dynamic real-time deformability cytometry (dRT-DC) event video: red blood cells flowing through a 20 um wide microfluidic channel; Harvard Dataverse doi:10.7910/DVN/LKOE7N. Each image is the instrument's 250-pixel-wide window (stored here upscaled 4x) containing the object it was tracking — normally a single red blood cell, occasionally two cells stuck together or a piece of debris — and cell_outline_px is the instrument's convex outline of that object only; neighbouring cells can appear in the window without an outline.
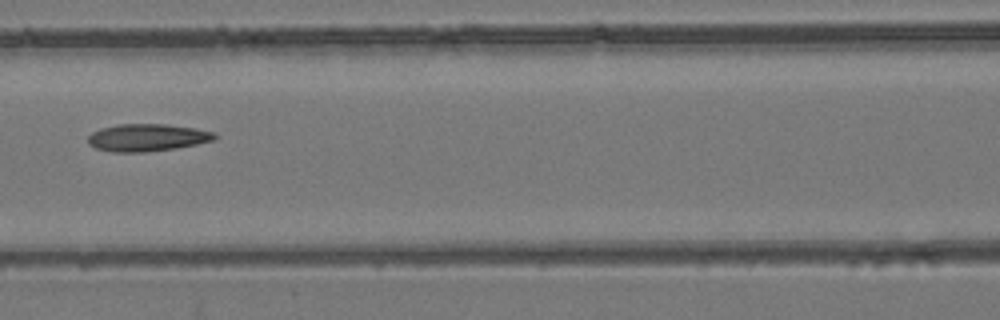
{"species": "common noctule bat (a hibernating species)", "species_latin": "Nyctalus noctula", "temperature_condition": "room temperature", "stored_images_in_passage": 8, "camera_frame_rate_fps": 3000, "um_per_image_px": 0.085, "animal": {"sex": "female", "body_mass_g": 24.6, "forearm_length_mm": 56.2}, "frame": {"image": 1, "passage_image": 7, "time_ms": 7.667, "image_size_px": [1000, 320], "cell_outline_px": [[220, 136], [216, 140], [176, 148], [144, 152], [112, 152], [96, 148], [88, 144], [88, 136], [92, 132], [100, 128], [120, 124], [168, 124], [196, 128], [216, 132]], "centroid_in_image_um": [12.56, 11.69], "position_along_channel_um": 154.0, "area_um2": 20.46}}
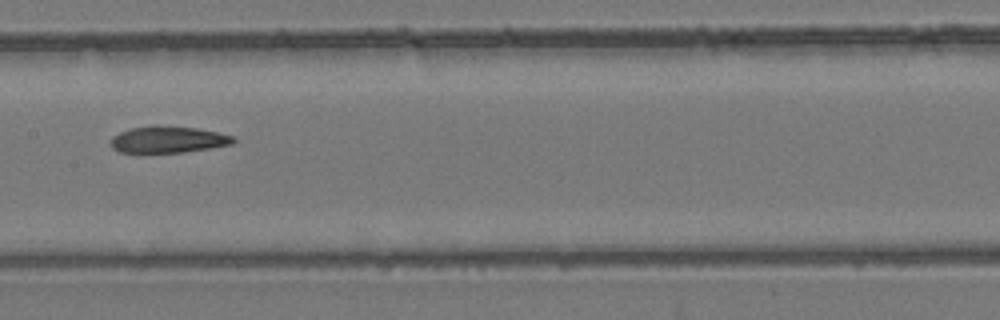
{"frame": {"image": 2, "passage_image": 8, "time_ms": 8.667, "image_size_px": [1000, 320], "cell_outline_px": [[236, 140], [232, 144], [184, 152], [120, 152], [112, 148], [108, 140], [112, 136], [120, 132], [132, 128], [156, 124], [196, 128], [216, 132], [232, 136]], "centroid_in_image_um": [14.23, 11.85], "position_along_channel_um": 193.2, "area_um2": 19.02}}